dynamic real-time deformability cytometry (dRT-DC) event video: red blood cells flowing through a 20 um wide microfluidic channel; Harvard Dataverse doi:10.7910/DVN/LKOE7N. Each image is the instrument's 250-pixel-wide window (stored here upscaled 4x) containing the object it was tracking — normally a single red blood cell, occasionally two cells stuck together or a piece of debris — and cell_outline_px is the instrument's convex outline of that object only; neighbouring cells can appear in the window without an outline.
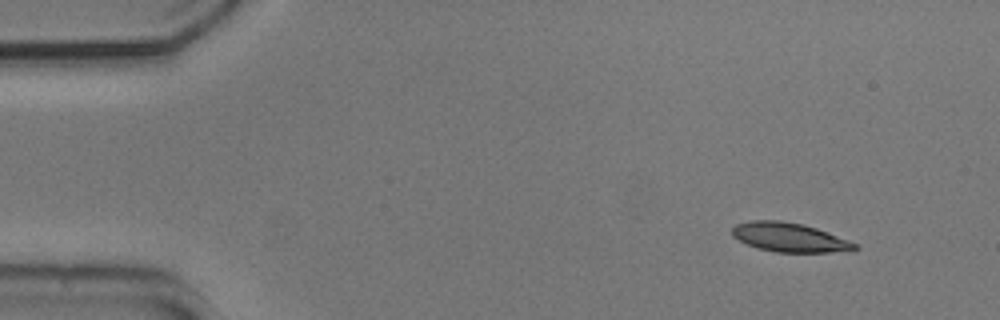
{"species": "common noctule bat (a hibernating species)", "species_latin": "Nyctalus noctula", "temperature_condition": "cold", "stored_images_in_passage": 50, "camera_frame_rate_fps": 3000, "um_per_image_px": 0.085, "animal": {"sex": "male", "body_mass_g": 20.5, "forearm_length_mm": 52.5}, "frame": {"image": 1, "passage_image": 1, "time_ms": 0.0, "image_size_px": [1000, 320], "cell_outline_px": [[860, 248], [828, 252], [776, 252], [756, 248], [732, 236], [732, 228], [736, 224], [752, 220], [780, 220], [804, 224], [816, 228], [860, 244]], "centroid_in_image_um": [67.1, 20.17], "position_along_channel_um": 17.9, "area_um2": 20.75}}
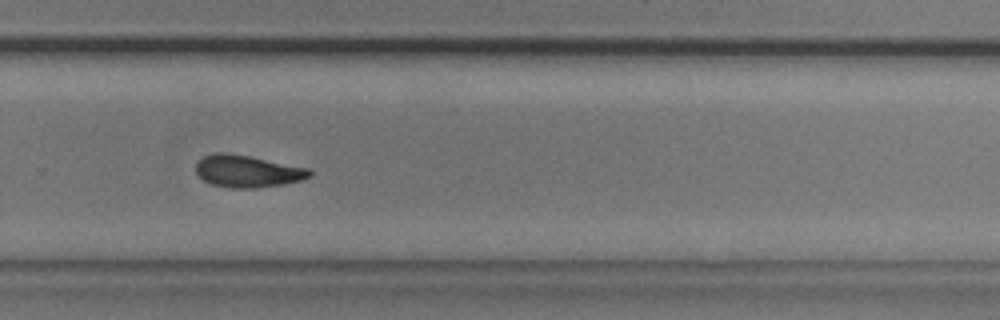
{"frame": {"image": 2, "passage_image": 32, "time_ms": 10.333, "image_size_px": [1000, 320], "cell_outline_px": [[312, 176], [300, 180], [284, 184], [256, 188], [228, 188], [212, 184], [204, 180], [196, 172], [196, 160], [204, 156], [216, 152], [224, 152], [248, 156], [312, 168]], "centroid_in_image_um": [21.05, 14.55], "position_along_channel_um": 308.8, "area_um2": 21.44}}
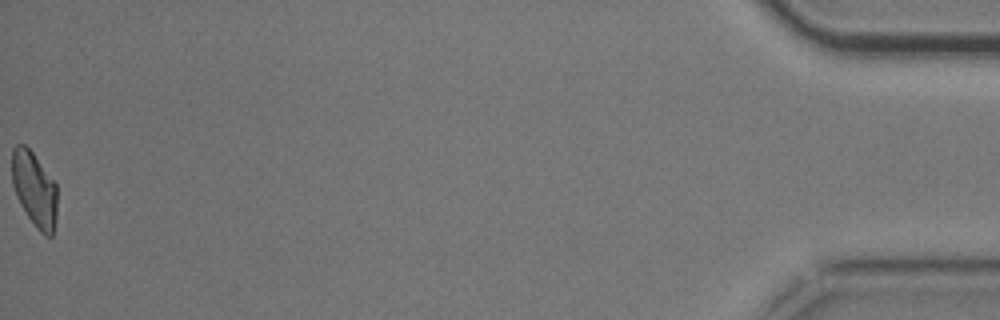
{"frame": {"image": 3, "passage_image": 50, "time_ms": 16.333, "image_size_px": [1000, 320], "cell_outline_px": [[56, 220], [52, 236], [44, 236], [40, 232], [28, 216], [20, 204], [16, 196], [12, 184], [12, 148], [16, 144], [24, 144], [32, 152], [56, 184]], "centroid_in_image_um": [2.91, 16.09], "position_along_channel_um": 432.3, "area_um2": 19.59}, "authors_computed_cell_mechanics": {"area_um2": 21.3282, "velocity_mm_per_s": 3.7281, "shape_relaxation_time_tau1_ms": 6.3104, "shape_relaxation_time_tau2_ms": 5.8217, "deformation_change_tau1": 0.1508, "deformation_change_tau2": 0.1166}}